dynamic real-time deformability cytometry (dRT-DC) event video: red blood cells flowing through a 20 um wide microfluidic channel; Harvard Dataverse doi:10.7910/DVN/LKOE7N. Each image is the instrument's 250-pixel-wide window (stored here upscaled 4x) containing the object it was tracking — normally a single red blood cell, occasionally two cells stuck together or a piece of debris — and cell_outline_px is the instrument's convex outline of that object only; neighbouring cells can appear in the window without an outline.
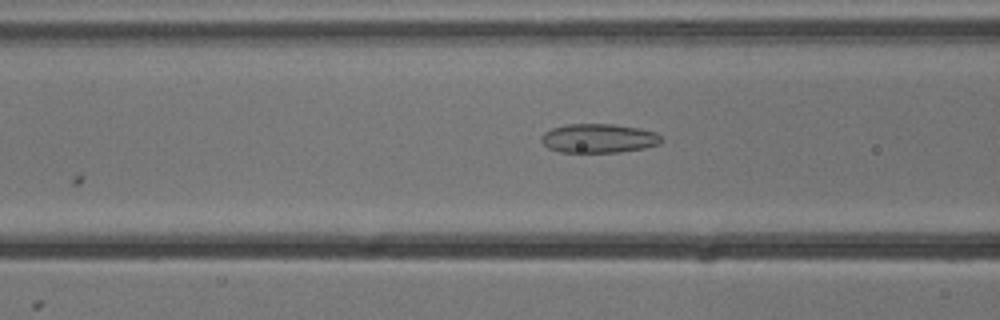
{"species": "common noctule bat (a hibernating species)", "species_latin": "Nyctalus noctula", "temperature_condition": "cold", "stored_images_in_passage": 8, "camera_frame_rate_fps": 3000, "um_per_image_px": 0.085, "animal": {"sex": "male", "body_mass_g": 13.3}, "frame": {"image": 1, "passage_image": 6, "time_ms": 1.667, "image_size_px": [1000, 320], "cell_outline_px": [[664, 140], [660, 144], [644, 148], [620, 152], [560, 152], [548, 148], [540, 140], [540, 136], [544, 132], [552, 128], [564, 124], [612, 124], [640, 128], [656, 132]], "centroid_in_image_um": [50.88, 11.75], "position_along_channel_um": 115.7, "area_um2": 20.52}}
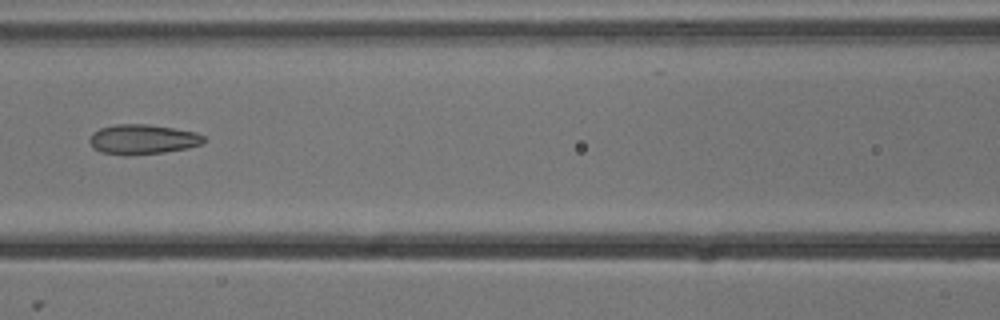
{"frame": {"image": 2, "passage_image": 7, "time_ms": 2.0, "image_size_px": [1000, 320], "cell_outline_px": [[204, 144], [188, 148], [164, 152], [128, 156], [124, 156], [100, 152], [92, 148], [88, 140], [92, 132], [100, 128], [116, 124], [144, 124], [172, 128], [196, 132], [204, 136]], "centroid_in_image_um": [12.09, 11.86], "position_along_channel_um": 154.5, "area_um2": 20.11}}
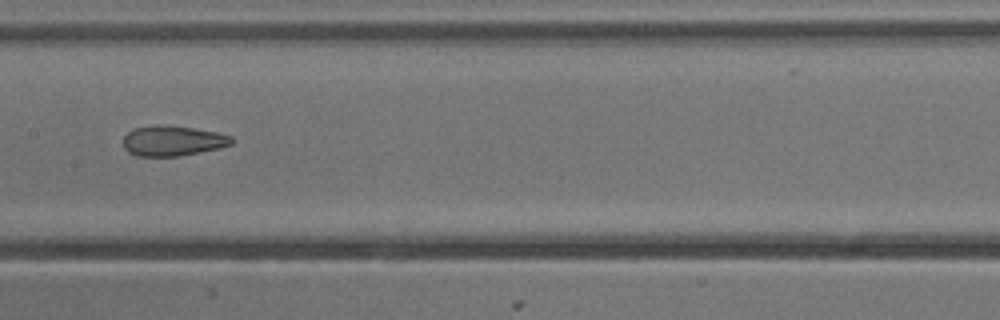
{"frame": {"image": 3, "passage_image": 8, "time_ms": 2.333, "image_size_px": [1000, 320], "cell_outline_px": [[236, 140], [232, 144], [220, 148], [180, 156], [136, 156], [128, 152], [124, 148], [124, 136], [128, 132], [136, 128], [152, 124], [160, 124], [192, 128], [216, 132], [232, 136]], "centroid_in_image_um": [14.7, 11.97], "position_along_channel_um": 192.7, "area_um2": 19.25}}